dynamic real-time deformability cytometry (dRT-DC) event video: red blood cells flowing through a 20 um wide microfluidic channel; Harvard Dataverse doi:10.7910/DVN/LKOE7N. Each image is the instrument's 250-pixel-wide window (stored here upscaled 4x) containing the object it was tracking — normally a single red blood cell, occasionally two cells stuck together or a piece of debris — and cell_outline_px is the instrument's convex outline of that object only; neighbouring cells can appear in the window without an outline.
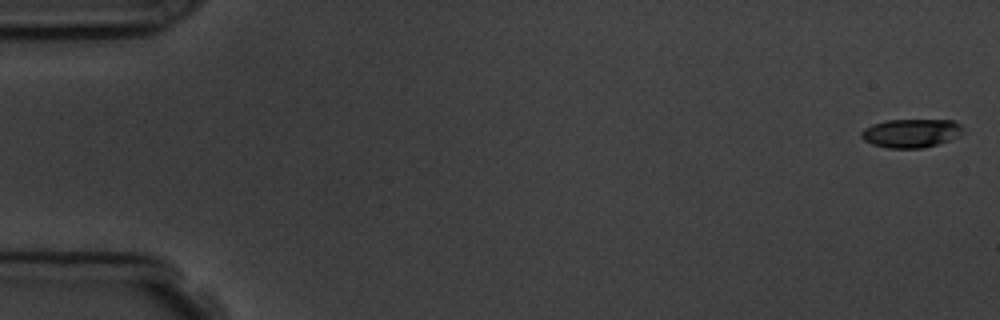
{"species": "common noctule bat (a hibernating species)", "species_latin": "Nyctalus noctula", "temperature_condition": "room temperature", "stored_images_in_passage": 5, "camera_frame_rate_fps": 3000, "um_per_image_px": 0.085, "animal": {"sex": "male", "body_mass_g": 19.5, "forearm_length_mm": 54.6}, "frame": {"image": 1, "passage_image": 1, "time_ms": 0.0, "image_size_px": [1000, 320], "cell_outline_px": [[960, 136], [936, 144], [920, 148], [888, 148], [872, 144], [864, 140], [860, 136], [860, 132], [864, 128], [872, 124], [884, 120], [952, 120], [960, 124]], "centroid_in_image_um": [77.38, 11.31], "position_along_channel_um": 7.6, "area_um2": 16.82}}
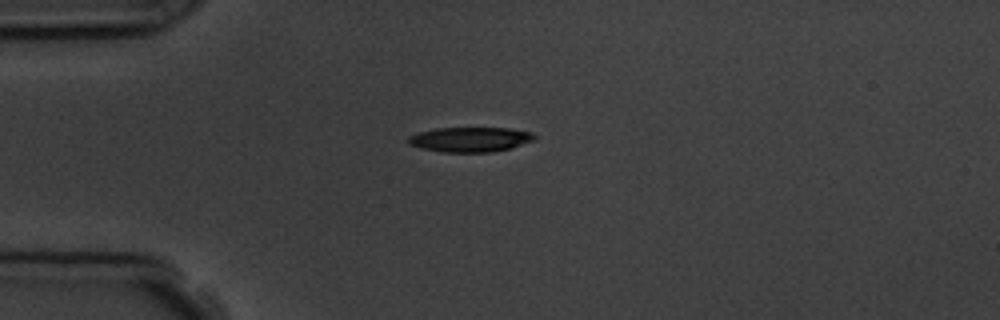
{"frame": {"image": 2, "passage_image": 4, "time_ms": 4.333, "image_size_px": [1000, 320], "cell_outline_px": [[536, 140], [512, 148], [492, 152], [440, 152], [420, 148], [408, 144], [408, 136], [420, 132], [436, 128], [508, 128], [532, 132], [536, 136]], "centroid_in_image_um": [39.99, 11.86], "position_along_channel_um": 45.0, "area_um2": 18.44}}